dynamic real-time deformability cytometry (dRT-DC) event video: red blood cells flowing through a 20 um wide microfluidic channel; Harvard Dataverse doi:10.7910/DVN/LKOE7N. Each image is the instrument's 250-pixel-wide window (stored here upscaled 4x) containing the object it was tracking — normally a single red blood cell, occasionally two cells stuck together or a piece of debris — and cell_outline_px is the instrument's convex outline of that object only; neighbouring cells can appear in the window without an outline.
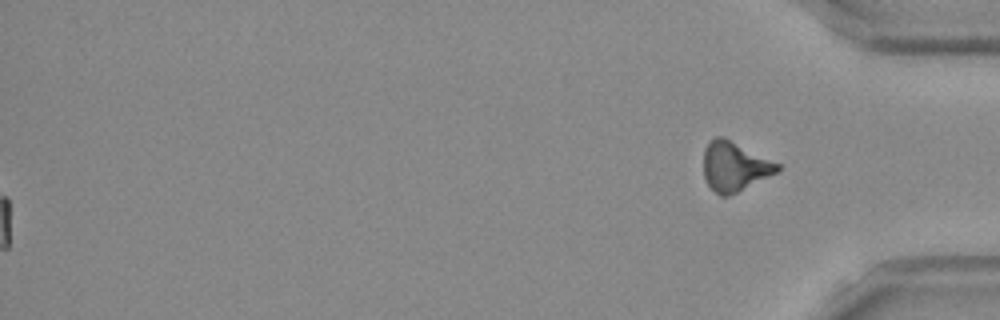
{"species": "Egyptian fruit bat (a non-hibernating species)", "species_latin": "Rousettus aegyptiacus", "temperature_condition": "room temperature", "stored_images_in_passage": 53, "segment_of_instrument_passage": [2, 2], "camera_frame_rate_fps": 3000, "um_per_image_px": 0.085, "frame": {"image": 1, "passage_image": 53, "time_ms": 17.333, "image_size_px": [1000, 320], "cell_outline_px": [[780, 168], [776, 172], [728, 196], [720, 196], [708, 184], [704, 176], [704, 148], [716, 136], [724, 136], [780, 164]], "centroid_in_image_um": [62.41, 14.12], "position_along_channel_um": 372.8, "area_um2": 20.87}}